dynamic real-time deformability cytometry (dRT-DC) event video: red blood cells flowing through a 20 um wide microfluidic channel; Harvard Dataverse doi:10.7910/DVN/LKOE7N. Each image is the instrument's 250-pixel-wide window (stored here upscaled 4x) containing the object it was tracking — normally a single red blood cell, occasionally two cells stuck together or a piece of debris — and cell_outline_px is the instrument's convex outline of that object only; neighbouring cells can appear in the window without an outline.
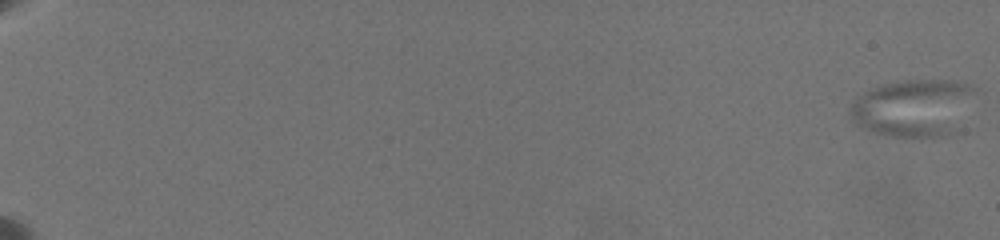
{"species": "common noctule bat (a hibernating species)", "species_latin": "Nyctalus noctula", "temperature_condition": "warm", "stored_images_in_passage": 108, "camera_frame_rate_fps": 3000, "um_per_image_px": 0.085, "animal": {"sex": "female", "body_mass_g": 19.5, "forearm_length_mm": 54.1}, "frame": {"image": 1, "passage_image": 1, "time_ms": 0.0, "image_size_px": [1000, 240], "cell_outline_px": [[976, 88], [948, 132], [940, 136], [896, 136], [876, 132], [864, 128], [856, 124], [848, 112], [852, 104], [864, 92], [884, 84], [904, 80], [956, 80], [968, 84]], "centroid_in_image_um": [77.51, 9.12], "position_along_channel_um": 7.5, "area_um2": 39.65}}
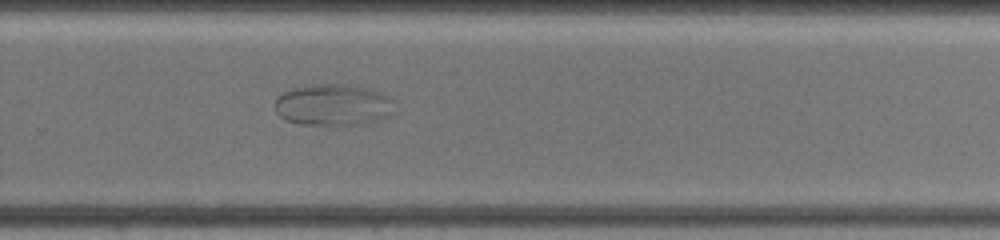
{"frame": {"image": 2, "passage_image": 79, "time_ms": 15.667, "image_size_px": [1000, 240], "cell_outline_px": [[392, 100], [388, 112], [384, 116], [372, 120], [348, 124], [300, 124], [284, 120], [276, 112], [276, 96], [284, 92], [296, 88], [312, 84], [344, 84], [368, 88], [380, 92], [388, 96]], "centroid_in_image_um": [28.2, 8.88], "position_along_channel_um": 301.6, "area_um2": 27.98}}
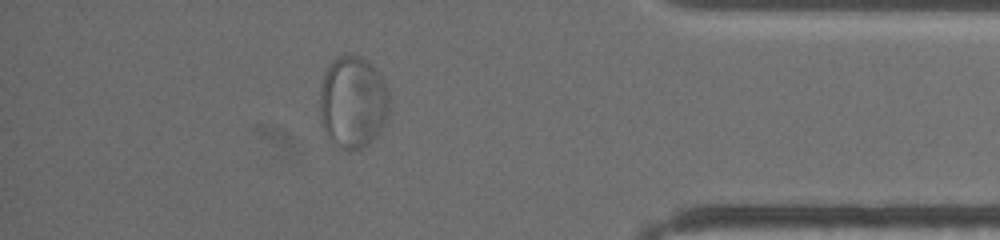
{"frame": {"image": 3, "passage_image": 97, "time_ms": 19.333, "image_size_px": [1000, 240], "cell_outline_px": [[388, 112], [380, 128], [360, 148], [340, 148], [328, 136], [324, 128], [320, 112], [320, 92], [324, 76], [332, 60], [344, 52], [360, 56], [368, 60], [376, 68], [388, 92]], "centroid_in_image_um": [29.97, 8.58], "position_along_channel_um": 405.2, "area_um2": 36.41}}